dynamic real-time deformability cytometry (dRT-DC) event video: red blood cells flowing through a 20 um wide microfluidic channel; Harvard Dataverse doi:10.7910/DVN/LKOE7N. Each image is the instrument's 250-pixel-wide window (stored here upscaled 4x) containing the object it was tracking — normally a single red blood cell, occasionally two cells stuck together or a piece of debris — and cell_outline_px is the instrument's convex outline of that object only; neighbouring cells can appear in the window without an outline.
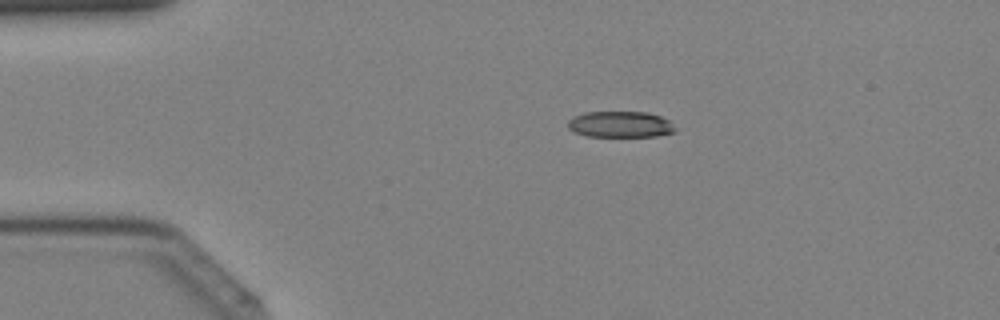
{"species": "Egyptian fruit bat (a non-hibernating species)", "species_latin": "Rousettus aegyptiacus", "temperature_condition": "cold", "stored_images_in_passage": 42, "camera_frame_rate_fps": 3000, "um_per_image_px": 0.085, "animal": {"sex": "female"}, "frame": {"image": 1, "passage_image": 9, "time_ms": 2.667, "image_size_px": [1000, 320], "cell_outline_px": [[676, 128], [672, 132], [656, 136], [588, 136], [572, 132], [568, 128], [568, 120], [572, 116], [584, 112], [648, 112], [660, 116], [668, 120]], "centroid_in_image_um": [52.67, 10.56], "position_along_channel_um": 32.3, "area_um2": 16.36}}
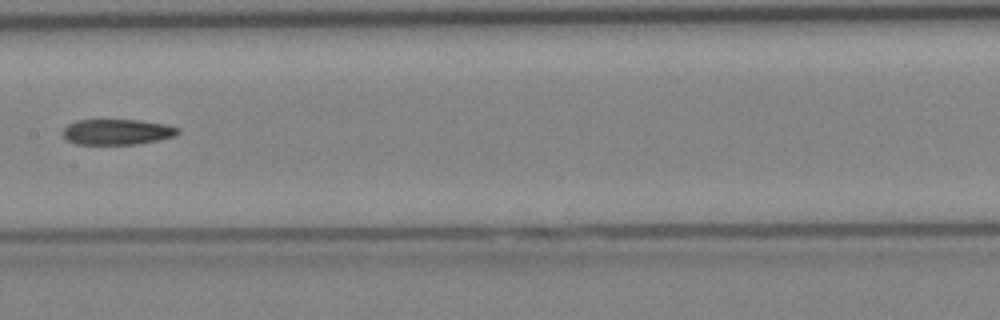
{"frame": {"image": 2, "passage_image": 22, "time_ms": 7.0, "image_size_px": [1000, 320], "cell_outline_px": [[180, 132], [176, 136], [136, 144], [76, 144], [68, 140], [64, 136], [64, 128], [68, 124], [76, 120], [140, 120], [164, 124], [180, 128]], "centroid_in_image_um": [9.98, 11.21], "position_along_channel_um": 197.4, "area_um2": 17.05}}
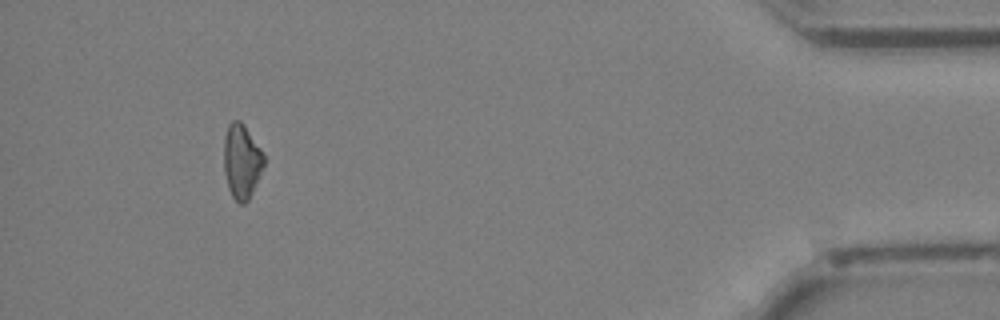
{"frame": {"image": 3, "passage_image": 39, "time_ms": 12.667, "image_size_px": [1000, 320], "cell_outline_px": [[264, 164], [252, 192], [248, 200], [244, 204], [240, 204], [232, 196], [228, 188], [224, 172], [224, 136], [228, 124], [232, 120], [240, 120], [244, 124], [260, 148], [264, 156]], "centroid_in_image_um": [20.52, 13.69], "position_along_channel_um": 414.7, "area_um2": 17.28}}